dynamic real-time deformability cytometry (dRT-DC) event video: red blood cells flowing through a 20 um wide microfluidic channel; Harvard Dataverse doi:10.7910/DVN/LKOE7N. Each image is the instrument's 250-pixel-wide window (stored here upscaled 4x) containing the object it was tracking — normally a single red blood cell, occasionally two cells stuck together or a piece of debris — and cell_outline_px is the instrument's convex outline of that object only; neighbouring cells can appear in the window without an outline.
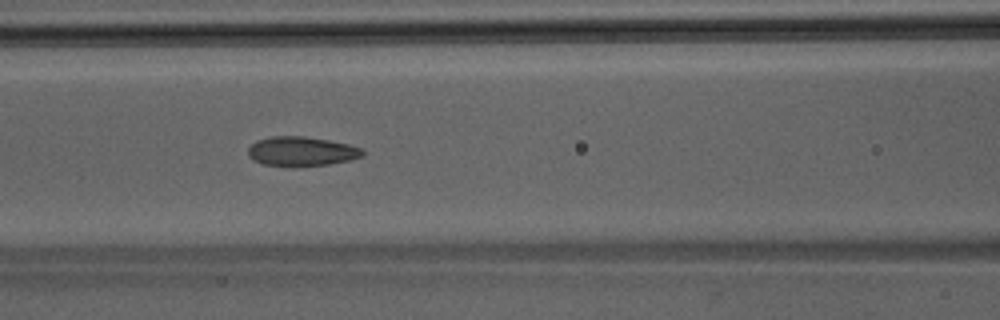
{"species": "Egyptian fruit bat (a non-hibernating species)", "species_latin": "Rousettus aegyptiacus", "temperature_condition": "room temperature", "stored_images_in_passage": 43, "camera_frame_rate_fps": 3000, "um_per_image_px": 0.085, "animal": {"sex": "male"}, "frame": {"image": 1, "passage_image": 17, "time_ms": 5.333, "image_size_px": [1000, 320], "cell_outline_px": [[364, 156], [352, 160], [328, 164], [260, 164], [252, 160], [248, 156], [248, 148], [256, 140], [272, 136], [304, 136], [328, 140], [348, 144], [364, 148]], "centroid_in_image_um": [25.65, 12.83], "position_along_channel_um": 140.9, "area_um2": 19.25}}
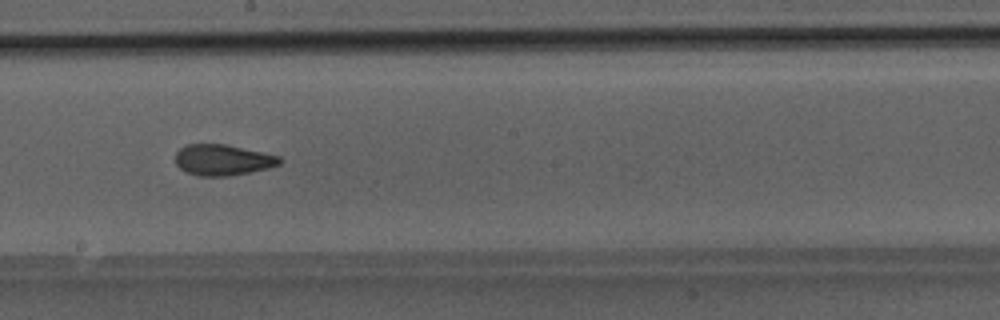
{"frame": {"image": 2, "passage_image": 23, "time_ms": 7.333, "image_size_px": [1000, 320], "cell_outline_px": [[284, 160], [280, 164], [268, 168], [228, 176], [196, 176], [180, 168], [176, 164], [176, 152], [180, 148], [188, 144], [224, 144], [280, 156]], "centroid_in_image_um": [18.94, 13.59], "position_along_channel_um": 229.3, "area_um2": 18.67}}
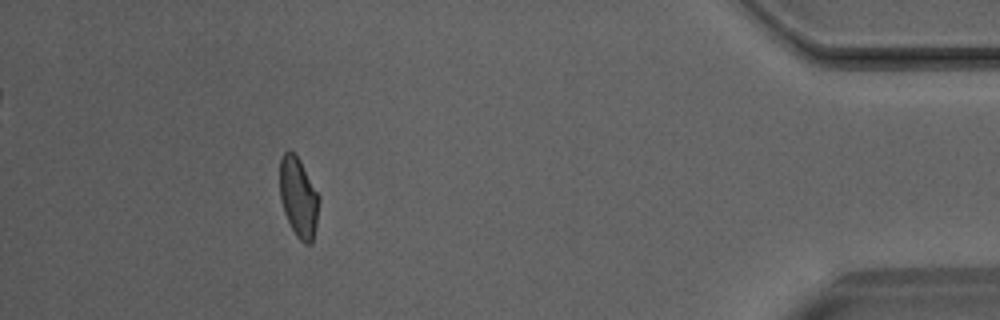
{"frame": {"image": 3, "passage_image": 39, "time_ms": 12.667, "image_size_px": [1000, 320], "cell_outline_px": [[320, 200], [316, 228], [312, 244], [304, 244], [296, 236], [284, 212], [280, 196], [280, 156], [288, 148], [300, 160], [320, 196]], "centroid_in_image_um": [25.39, 16.77], "position_along_channel_um": 409.8, "area_um2": 18.44}}